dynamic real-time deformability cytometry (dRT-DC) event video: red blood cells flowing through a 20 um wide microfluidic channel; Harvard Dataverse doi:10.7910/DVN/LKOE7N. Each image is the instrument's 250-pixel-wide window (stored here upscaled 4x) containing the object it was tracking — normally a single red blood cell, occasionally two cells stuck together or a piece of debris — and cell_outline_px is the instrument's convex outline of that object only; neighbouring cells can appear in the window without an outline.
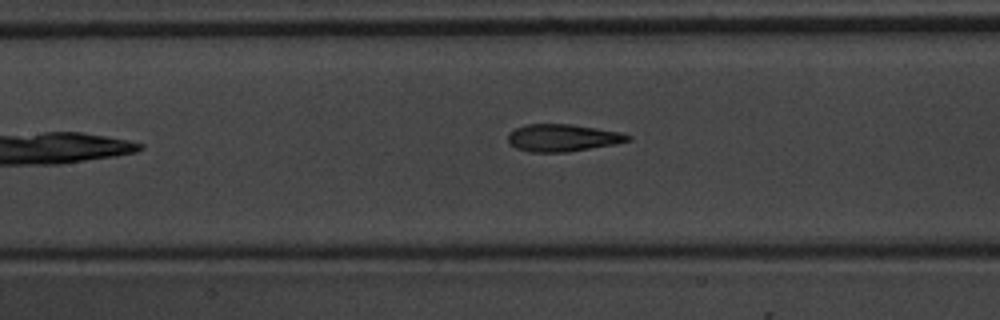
{"species": "common noctule bat (a hibernating species)", "species_latin": "Nyctalus noctula", "temperature_condition": "warm", "stored_images_in_passage": 8, "camera_frame_rate_fps": 3000, "um_per_image_px": 0.085, "animal": {"sex": "male", "body_mass_g": 20.1, "forearm_length_mm": 53.5}, "frame": {"image": 1, "passage_image": 8, "time_ms": 8.333, "image_size_px": [1000, 320], "cell_outline_px": [[632, 140], [616, 144], [568, 152], [528, 152], [516, 148], [508, 140], [508, 132], [516, 128], [528, 124], [572, 124], [620, 132], [632, 136]], "centroid_in_image_um": [47.85, 11.72], "position_along_channel_um": 159.6, "area_um2": 19.13}}